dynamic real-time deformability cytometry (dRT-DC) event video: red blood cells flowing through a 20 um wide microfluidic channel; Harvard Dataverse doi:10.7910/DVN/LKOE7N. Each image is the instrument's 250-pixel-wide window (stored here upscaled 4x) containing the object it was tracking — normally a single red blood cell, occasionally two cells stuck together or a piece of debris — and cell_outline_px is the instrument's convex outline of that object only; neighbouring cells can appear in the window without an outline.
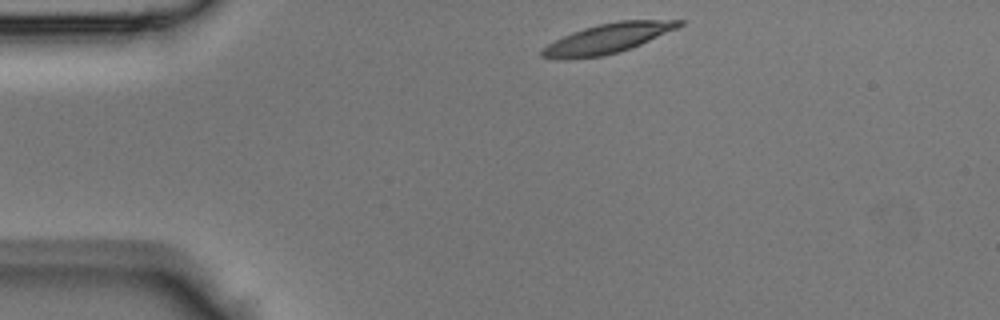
{"species": "Egyptian fruit bat (a non-hibernating species)", "species_latin": "Rousettus aegyptiacus", "temperature_condition": "room temperature", "stored_images_in_passage": 37, "camera_frame_rate_fps": 3000, "um_per_image_px": 0.085, "animal": {"sex": "male"}, "frame": {"image": 1, "passage_image": 1, "time_ms": 0.0, "image_size_px": [1000, 320], "cell_outline_px": [[684, 24], [676, 28], [640, 44], [604, 56], [568, 60], [564, 60], [540, 56], [540, 52], [548, 44], [572, 32], [596, 24], [620, 20], [684, 20]], "centroid_in_image_um": [51.6, 3.27], "position_along_channel_um": 33.4, "area_um2": 23.47}}
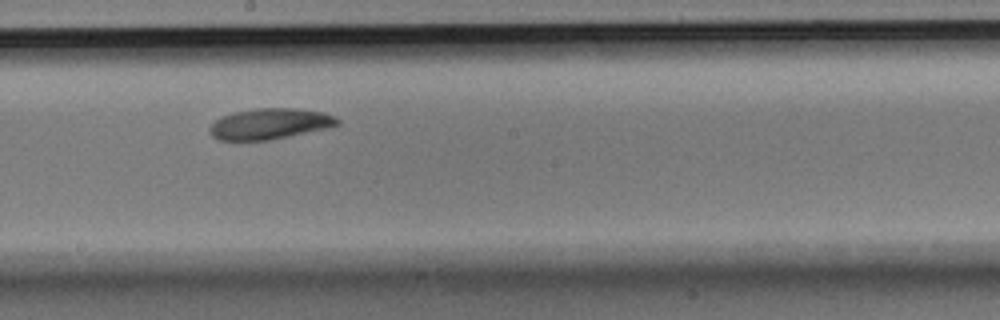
{"frame": {"image": 2, "passage_image": 17, "time_ms": 5.333, "image_size_px": [1000, 320], "cell_outline_px": [[340, 124], [324, 128], [272, 140], [220, 140], [212, 136], [208, 128], [220, 116], [232, 112], [256, 108], [296, 108], [324, 112], [336, 116], [340, 120]], "centroid_in_image_um": [22.92, 10.51], "position_along_channel_um": 225.3, "area_um2": 23.0}}
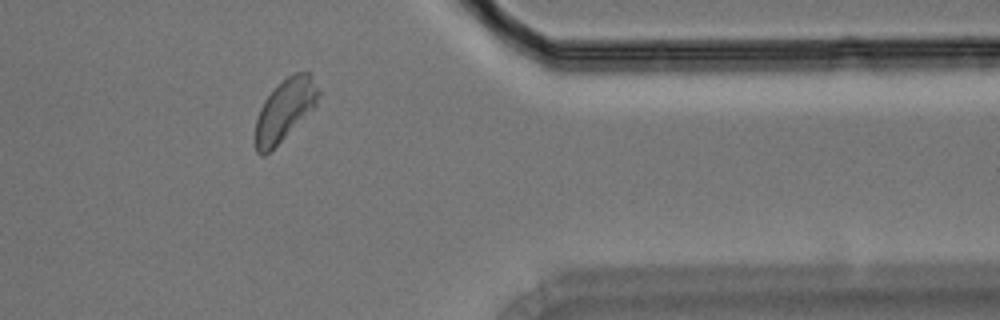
{"frame": {"image": 3, "passage_image": 29, "time_ms": 9.333, "image_size_px": [1000, 320], "cell_outline_px": [[320, 96], [316, 104], [264, 156], [260, 156], [256, 152], [256, 120], [260, 108], [264, 100], [276, 84], [288, 76], [296, 72], [308, 72], [312, 76], [320, 88]], "centroid_in_image_um": [24.21, 9.27], "position_along_channel_um": 387.2, "area_um2": 22.08}}